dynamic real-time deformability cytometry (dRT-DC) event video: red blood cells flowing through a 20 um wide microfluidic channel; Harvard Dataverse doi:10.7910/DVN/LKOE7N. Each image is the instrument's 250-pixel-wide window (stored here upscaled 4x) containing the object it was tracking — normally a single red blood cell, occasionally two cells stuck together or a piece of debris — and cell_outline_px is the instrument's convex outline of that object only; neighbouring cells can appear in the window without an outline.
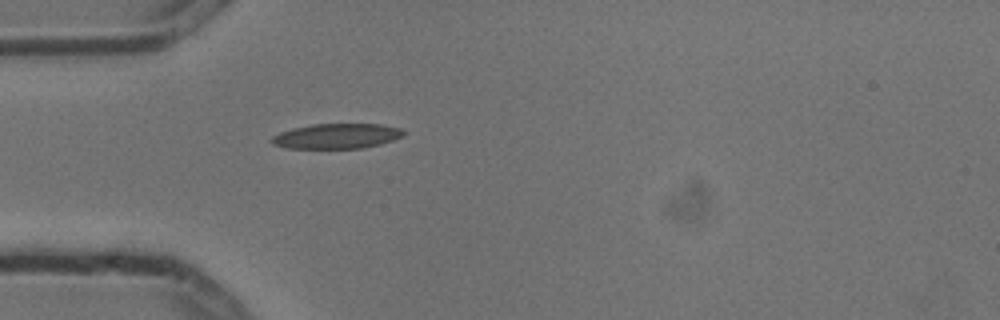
{"species": "common noctule bat (a hibernating species)", "species_latin": "Nyctalus noctula", "temperature_condition": "cold", "stored_images_in_passage": 1, "camera_frame_rate_fps": 3000, "um_per_image_px": 0.085, "animal": {"sex": "male", "body_mass_g": 13.3}, "frame": {"image": 1, "passage_image": 1, "time_ms": 0.0, "image_size_px": [1000, 320], "cell_outline_px": [[404, 136], [380, 144], [364, 148], [288, 148], [272, 144], [272, 136], [280, 132], [292, 128], [312, 124], [380, 124], [400, 128], [404, 132]], "centroid_in_image_um": [28.62, 11.56], "position_along_channel_um": 56.4, "area_um2": 19.19}}